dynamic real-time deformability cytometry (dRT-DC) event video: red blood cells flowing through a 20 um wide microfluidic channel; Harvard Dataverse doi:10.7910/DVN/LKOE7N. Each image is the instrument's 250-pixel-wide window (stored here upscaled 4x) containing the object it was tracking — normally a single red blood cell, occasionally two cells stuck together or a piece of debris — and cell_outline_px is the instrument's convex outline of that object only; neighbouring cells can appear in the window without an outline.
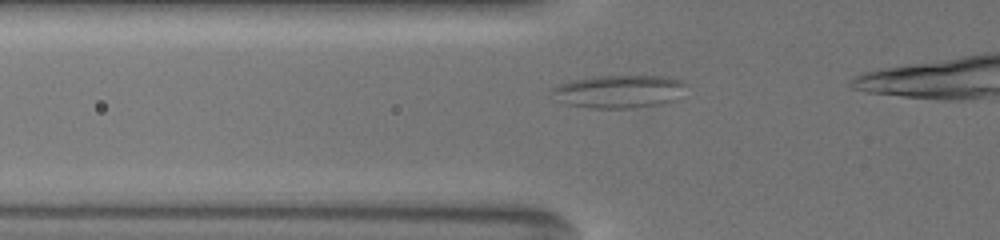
{"species": "common noctule bat (a hibernating species)", "species_latin": "Nyctalus noctula", "temperature_condition": "warm", "stored_images_in_passage": 10, "camera_frame_rate_fps": 3000, "um_per_image_px": 0.085, "animal": {"sex": "female", "body_mass_g": 19.5, "forearm_length_mm": 54.1}, "frame": {"image": 1, "passage_image": 4, "time_ms": 1.667, "image_size_px": [1000, 240], "cell_outline_px": [[688, 84], [668, 100], [656, 104], [628, 108], [592, 108], [568, 104], [552, 92], [552, 88], [560, 84], [576, 80], [600, 76], [664, 76], [680, 80]], "centroid_in_image_um": [52.59, 7.76], "position_along_channel_um": 73.2, "area_um2": 24.51}}
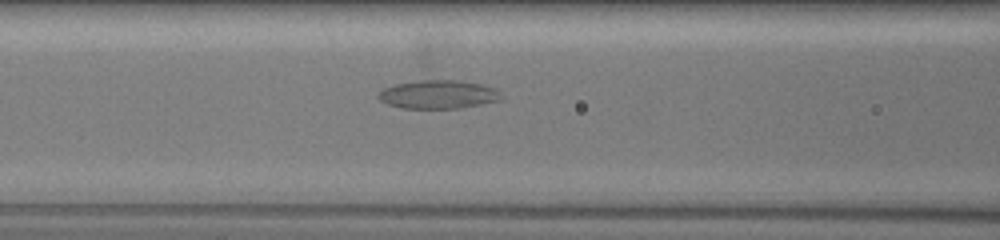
{"frame": {"image": 2, "passage_image": 7, "time_ms": 3.333, "image_size_px": [1000, 240], "cell_outline_px": [[500, 100], [480, 104], [456, 108], [404, 108], [388, 104], [380, 100], [376, 96], [384, 88], [396, 84], [420, 80], [460, 80], [480, 84], [492, 88], [496, 92]], "centroid_in_image_um": [37.17, 8.02], "position_along_channel_um": 129.4, "area_um2": 19.88}}
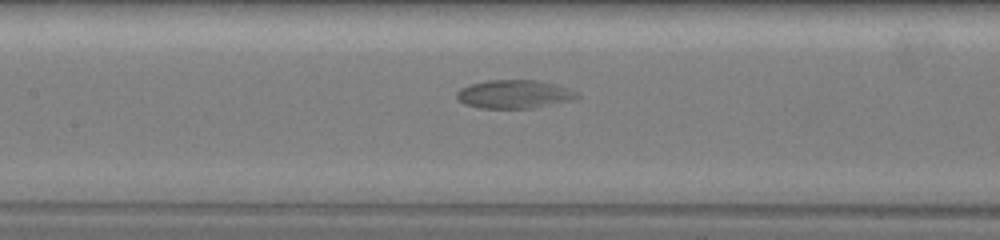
{"frame": {"image": 3, "passage_image": 9, "time_ms": 4.333, "image_size_px": [1000, 240], "cell_outline_px": [[580, 96], [528, 108], [484, 108], [464, 104], [456, 96], [456, 92], [460, 88], [468, 84], [488, 80], [536, 80], [552, 84], [564, 88]], "centroid_in_image_um": [43.52, 7.98], "position_along_channel_um": 163.9, "area_um2": 19.02}}